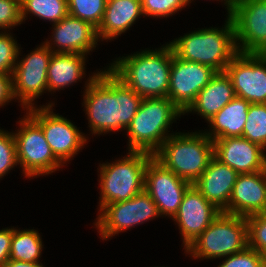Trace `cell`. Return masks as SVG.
<instances>
[{"label":"cell","mask_w":266,"mask_h":267,"mask_svg":"<svg viewBox=\"0 0 266 267\" xmlns=\"http://www.w3.org/2000/svg\"><path fill=\"white\" fill-rule=\"evenodd\" d=\"M238 173L213 156L203 174L193 183L218 210L228 213V204Z\"/></svg>","instance_id":"20"},{"label":"cell","mask_w":266,"mask_h":267,"mask_svg":"<svg viewBox=\"0 0 266 267\" xmlns=\"http://www.w3.org/2000/svg\"><path fill=\"white\" fill-rule=\"evenodd\" d=\"M89 77L85 84L83 106L92 134L126 130L143 98L108 68Z\"/></svg>","instance_id":"1"},{"label":"cell","mask_w":266,"mask_h":267,"mask_svg":"<svg viewBox=\"0 0 266 267\" xmlns=\"http://www.w3.org/2000/svg\"><path fill=\"white\" fill-rule=\"evenodd\" d=\"M95 224L101 238H108L159 217L156 203L144 190L129 200L104 205Z\"/></svg>","instance_id":"9"},{"label":"cell","mask_w":266,"mask_h":267,"mask_svg":"<svg viewBox=\"0 0 266 267\" xmlns=\"http://www.w3.org/2000/svg\"><path fill=\"white\" fill-rule=\"evenodd\" d=\"M53 106L51 102L39 108L34 106L26 111L42 128L55 157L64 164L78 154L77 152L87 142V138L70 120L53 113L51 109Z\"/></svg>","instance_id":"10"},{"label":"cell","mask_w":266,"mask_h":267,"mask_svg":"<svg viewBox=\"0 0 266 267\" xmlns=\"http://www.w3.org/2000/svg\"><path fill=\"white\" fill-rule=\"evenodd\" d=\"M257 213H266V170L239 174L229 199L228 214Z\"/></svg>","instance_id":"19"},{"label":"cell","mask_w":266,"mask_h":267,"mask_svg":"<svg viewBox=\"0 0 266 267\" xmlns=\"http://www.w3.org/2000/svg\"><path fill=\"white\" fill-rule=\"evenodd\" d=\"M217 267H266V255L247 247L241 252L225 257Z\"/></svg>","instance_id":"33"},{"label":"cell","mask_w":266,"mask_h":267,"mask_svg":"<svg viewBox=\"0 0 266 267\" xmlns=\"http://www.w3.org/2000/svg\"><path fill=\"white\" fill-rule=\"evenodd\" d=\"M18 122L20 129L13 137L17 162L25 177L48 175L64 166L53 154L40 125L27 112Z\"/></svg>","instance_id":"8"},{"label":"cell","mask_w":266,"mask_h":267,"mask_svg":"<svg viewBox=\"0 0 266 267\" xmlns=\"http://www.w3.org/2000/svg\"><path fill=\"white\" fill-rule=\"evenodd\" d=\"M86 56L77 53H53L47 70L48 92L62 90L84 78Z\"/></svg>","instance_id":"23"},{"label":"cell","mask_w":266,"mask_h":267,"mask_svg":"<svg viewBox=\"0 0 266 267\" xmlns=\"http://www.w3.org/2000/svg\"><path fill=\"white\" fill-rule=\"evenodd\" d=\"M18 165L12 132L0 129V179Z\"/></svg>","instance_id":"32"},{"label":"cell","mask_w":266,"mask_h":267,"mask_svg":"<svg viewBox=\"0 0 266 267\" xmlns=\"http://www.w3.org/2000/svg\"><path fill=\"white\" fill-rule=\"evenodd\" d=\"M21 18L25 21L32 14L53 24L68 15L67 0H20Z\"/></svg>","instance_id":"26"},{"label":"cell","mask_w":266,"mask_h":267,"mask_svg":"<svg viewBox=\"0 0 266 267\" xmlns=\"http://www.w3.org/2000/svg\"><path fill=\"white\" fill-rule=\"evenodd\" d=\"M152 157L146 152L129 151L122 159L100 164L99 210L104 205L129 200L144 191L145 169Z\"/></svg>","instance_id":"6"},{"label":"cell","mask_w":266,"mask_h":267,"mask_svg":"<svg viewBox=\"0 0 266 267\" xmlns=\"http://www.w3.org/2000/svg\"><path fill=\"white\" fill-rule=\"evenodd\" d=\"M242 137L266 150V103L249 105Z\"/></svg>","instance_id":"27"},{"label":"cell","mask_w":266,"mask_h":267,"mask_svg":"<svg viewBox=\"0 0 266 267\" xmlns=\"http://www.w3.org/2000/svg\"><path fill=\"white\" fill-rule=\"evenodd\" d=\"M14 99L12 90V75L0 74V106H4Z\"/></svg>","instance_id":"36"},{"label":"cell","mask_w":266,"mask_h":267,"mask_svg":"<svg viewBox=\"0 0 266 267\" xmlns=\"http://www.w3.org/2000/svg\"><path fill=\"white\" fill-rule=\"evenodd\" d=\"M213 143L214 156L238 174L266 170V150L258 144L242 136L220 138Z\"/></svg>","instance_id":"18"},{"label":"cell","mask_w":266,"mask_h":267,"mask_svg":"<svg viewBox=\"0 0 266 267\" xmlns=\"http://www.w3.org/2000/svg\"><path fill=\"white\" fill-rule=\"evenodd\" d=\"M42 263L22 262L9 260L3 267H40Z\"/></svg>","instance_id":"37"},{"label":"cell","mask_w":266,"mask_h":267,"mask_svg":"<svg viewBox=\"0 0 266 267\" xmlns=\"http://www.w3.org/2000/svg\"><path fill=\"white\" fill-rule=\"evenodd\" d=\"M245 218L248 226V247L266 255V213Z\"/></svg>","instance_id":"29"},{"label":"cell","mask_w":266,"mask_h":267,"mask_svg":"<svg viewBox=\"0 0 266 267\" xmlns=\"http://www.w3.org/2000/svg\"><path fill=\"white\" fill-rule=\"evenodd\" d=\"M161 47L119 57L108 69L142 98L168 97L173 51Z\"/></svg>","instance_id":"2"},{"label":"cell","mask_w":266,"mask_h":267,"mask_svg":"<svg viewBox=\"0 0 266 267\" xmlns=\"http://www.w3.org/2000/svg\"><path fill=\"white\" fill-rule=\"evenodd\" d=\"M21 23L20 0H0V30L15 28Z\"/></svg>","instance_id":"34"},{"label":"cell","mask_w":266,"mask_h":267,"mask_svg":"<svg viewBox=\"0 0 266 267\" xmlns=\"http://www.w3.org/2000/svg\"><path fill=\"white\" fill-rule=\"evenodd\" d=\"M174 133L153 157L166 169L193 184L214 156V143L204 132Z\"/></svg>","instance_id":"4"},{"label":"cell","mask_w":266,"mask_h":267,"mask_svg":"<svg viewBox=\"0 0 266 267\" xmlns=\"http://www.w3.org/2000/svg\"><path fill=\"white\" fill-rule=\"evenodd\" d=\"M236 97L266 103V55L238 52L226 66Z\"/></svg>","instance_id":"13"},{"label":"cell","mask_w":266,"mask_h":267,"mask_svg":"<svg viewBox=\"0 0 266 267\" xmlns=\"http://www.w3.org/2000/svg\"><path fill=\"white\" fill-rule=\"evenodd\" d=\"M13 231L14 227L0 230V267L9 261Z\"/></svg>","instance_id":"35"},{"label":"cell","mask_w":266,"mask_h":267,"mask_svg":"<svg viewBox=\"0 0 266 267\" xmlns=\"http://www.w3.org/2000/svg\"><path fill=\"white\" fill-rule=\"evenodd\" d=\"M144 16L170 17L188 4L187 0H141Z\"/></svg>","instance_id":"31"},{"label":"cell","mask_w":266,"mask_h":267,"mask_svg":"<svg viewBox=\"0 0 266 267\" xmlns=\"http://www.w3.org/2000/svg\"><path fill=\"white\" fill-rule=\"evenodd\" d=\"M42 239L37 230L14 228L9 260L39 263L43 249Z\"/></svg>","instance_id":"25"},{"label":"cell","mask_w":266,"mask_h":267,"mask_svg":"<svg viewBox=\"0 0 266 267\" xmlns=\"http://www.w3.org/2000/svg\"><path fill=\"white\" fill-rule=\"evenodd\" d=\"M52 26L53 35L51 36L53 38L43 43L51 50L57 47L55 50H52L53 53H77L87 55V53L89 54L90 51L92 52L96 45H98V40L100 41L95 27L69 14Z\"/></svg>","instance_id":"17"},{"label":"cell","mask_w":266,"mask_h":267,"mask_svg":"<svg viewBox=\"0 0 266 267\" xmlns=\"http://www.w3.org/2000/svg\"><path fill=\"white\" fill-rule=\"evenodd\" d=\"M248 247V226L244 216L220 212L213 222L186 248L193 258H224Z\"/></svg>","instance_id":"7"},{"label":"cell","mask_w":266,"mask_h":267,"mask_svg":"<svg viewBox=\"0 0 266 267\" xmlns=\"http://www.w3.org/2000/svg\"><path fill=\"white\" fill-rule=\"evenodd\" d=\"M190 182L178 177L152 157L145 169L144 190L156 203L160 216L173 218Z\"/></svg>","instance_id":"14"},{"label":"cell","mask_w":266,"mask_h":267,"mask_svg":"<svg viewBox=\"0 0 266 267\" xmlns=\"http://www.w3.org/2000/svg\"><path fill=\"white\" fill-rule=\"evenodd\" d=\"M3 32L0 33V74H12L21 51L11 33Z\"/></svg>","instance_id":"30"},{"label":"cell","mask_w":266,"mask_h":267,"mask_svg":"<svg viewBox=\"0 0 266 267\" xmlns=\"http://www.w3.org/2000/svg\"><path fill=\"white\" fill-rule=\"evenodd\" d=\"M233 4L235 3V2H237V1H239V0H230Z\"/></svg>","instance_id":"39"},{"label":"cell","mask_w":266,"mask_h":267,"mask_svg":"<svg viewBox=\"0 0 266 267\" xmlns=\"http://www.w3.org/2000/svg\"><path fill=\"white\" fill-rule=\"evenodd\" d=\"M231 18L238 52L266 55V0H239Z\"/></svg>","instance_id":"12"},{"label":"cell","mask_w":266,"mask_h":267,"mask_svg":"<svg viewBox=\"0 0 266 267\" xmlns=\"http://www.w3.org/2000/svg\"><path fill=\"white\" fill-rule=\"evenodd\" d=\"M188 1V4H190L192 1L191 0H187ZM221 1H223V0H221ZM224 5L225 6H227L226 8H227V12H228V16H231V13H232V11H233V3L230 1V0H224Z\"/></svg>","instance_id":"38"},{"label":"cell","mask_w":266,"mask_h":267,"mask_svg":"<svg viewBox=\"0 0 266 267\" xmlns=\"http://www.w3.org/2000/svg\"><path fill=\"white\" fill-rule=\"evenodd\" d=\"M223 28H202L168 43L174 55L182 60L207 65L216 72H225L226 66L238 53L235 28L227 16Z\"/></svg>","instance_id":"3"},{"label":"cell","mask_w":266,"mask_h":267,"mask_svg":"<svg viewBox=\"0 0 266 267\" xmlns=\"http://www.w3.org/2000/svg\"><path fill=\"white\" fill-rule=\"evenodd\" d=\"M236 97L232 81L226 72H217L197 94L195 101L184 112H198L210 121L226 104Z\"/></svg>","instance_id":"21"},{"label":"cell","mask_w":266,"mask_h":267,"mask_svg":"<svg viewBox=\"0 0 266 267\" xmlns=\"http://www.w3.org/2000/svg\"><path fill=\"white\" fill-rule=\"evenodd\" d=\"M216 73L207 65L182 60L173 53L168 98L184 113Z\"/></svg>","instance_id":"15"},{"label":"cell","mask_w":266,"mask_h":267,"mask_svg":"<svg viewBox=\"0 0 266 267\" xmlns=\"http://www.w3.org/2000/svg\"><path fill=\"white\" fill-rule=\"evenodd\" d=\"M220 212L194 184L187 188L178 211L172 218L179 226L185 249L213 222Z\"/></svg>","instance_id":"16"},{"label":"cell","mask_w":266,"mask_h":267,"mask_svg":"<svg viewBox=\"0 0 266 267\" xmlns=\"http://www.w3.org/2000/svg\"><path fill=\"white\" fill-rule=\"evenodd\" d=\"M184 114L168 97L143 98L126 131L128 151L154 155L166 139L175 119Z\"/></svg>","instance_id":"5"},{"label":"cell","mask_w":266,"mask_h":267,"mask_svg":"<svg viewBox=\"0 0 266 267\" xmlns=\"http://www.w3.org/2000/svg\"><path fill=\"white\" fill-rule=\"evenodd\" d=\"M107 0H67L68 14L98 29L102 23Z\"/></svg>","instance_id":"28"},{"label":"cell","mask_w":266,"mask_h":267,"mask_svg":"<svg viewBox=\"0 0 266 267\" xmlns=\"http://www.w3.org/2000/svg\"><path fill=\"white\" fill-rule=\"evenodd\" d=\"M249 105L247 100L235 97L208 121L211 130L204 133L212 141L220 138L241 137L247 121Z\"/></svg>","instance_id":"24"},{"label":"cell","mask_w":266,"mask_h":267,"mask_svg":"<svg viewBox=\"0 0 266 267\" xmlns=\"http://www.w3.org/2000/svg\"><path fill=\"white\" fill-rule=\"evenodd\" d=\"M143 15L141 0H107L98 39L111 40L125 33Z\"/></svg>","instance_id":"22"},{"label":"cell","mask_w":266,"mask_h":267,"mask_svg":"<svg viewBox=\"0 0 266 267\" xmlns=\"http://www.w3.org/2000/svg\"><path fill=\"white\" fill-rule=\"evenodd\" d=\"M52 54L53 51L42 43L17 61L11 74L12 90L14 98L20 100L24 109L34 107L32 102L48 91L47 70Z\"/></svg>","instance_id":"11"}]
</instances>
